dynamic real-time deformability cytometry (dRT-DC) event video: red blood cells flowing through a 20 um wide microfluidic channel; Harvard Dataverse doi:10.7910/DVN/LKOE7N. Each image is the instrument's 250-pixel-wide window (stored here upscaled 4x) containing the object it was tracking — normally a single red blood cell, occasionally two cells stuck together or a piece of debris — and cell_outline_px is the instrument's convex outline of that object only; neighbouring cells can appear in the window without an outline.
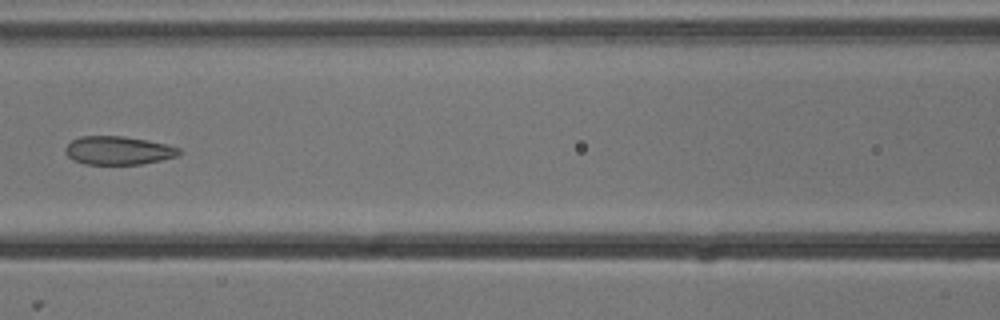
{"species": "common noctule bat (a hibernating species)", "species_latin": "Nyctalus noctula", "temperature_condition": "cold", "stored_images_in_passage": 7, "camera_frame_rate_fps": 3000, "um_per_image_px": 0.085, "animal": {"sex": "male", "body_mass_g": 13.3}, "frame": {"image": 1, "passage_image": 6, "time_ms": 1.667, "image_size_px": [1000, 320], "cell_outline_px": [[180, 152], [176, 156], [160, 160], [140, 164], [84, 164], [72, 160], [64, 152], [64, 148], [72, 140], [80, 136], [124, 136], [148, 140], [180, 148]], "centroid_in_image_um": [10.0, 12.79], "position_along_channel_um": 156.6, "area_um2": 18.79}}
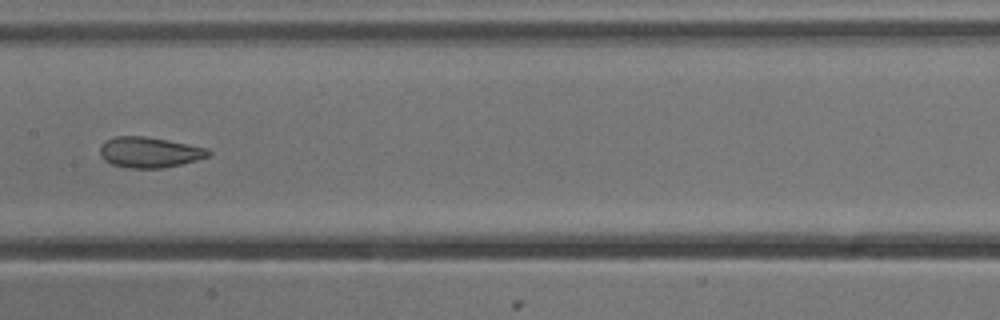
{"frame": {"image": 2, "passage_image": 7, "time_ms": 2.0, "image_size_px": [1000, 320], "cell_outline_px": [[212, 156], [164, 168], [132, 168], [112, 164], [104, 160], [100, 156], [100, 148], [108, 140], [116, 136], [144, 136], [168, 140], [208, 148], [212, 152]], "centroid_in_image_um": [12.75, 12.95], "position_along_channel_um": 194.6, "area_um2": 19.25}}